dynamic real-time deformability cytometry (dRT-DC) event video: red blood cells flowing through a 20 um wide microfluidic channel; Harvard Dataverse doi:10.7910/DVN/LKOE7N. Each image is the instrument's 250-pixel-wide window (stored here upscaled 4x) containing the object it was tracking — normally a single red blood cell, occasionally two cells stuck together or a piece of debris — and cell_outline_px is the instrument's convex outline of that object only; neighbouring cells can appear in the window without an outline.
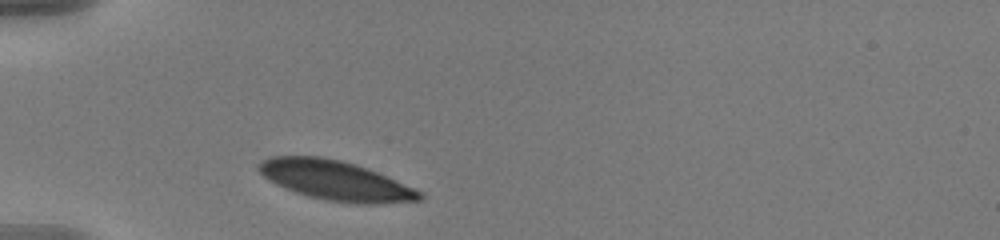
{"species": "human", "species_latin": "Homo sapiens", "temperature_condition": "warm", "stored_images_in_passage": 33, "camera_frame_rate_fps": 3000, "um_per_image_px": 0.085, "donor": {"sex": "male"}, "frame": {"image": 1, "passage_image": 1, "time_ms": 0.0, "image_size_px": [1000, 240], "cell_outline_px": [[424, 196], [420, 200], [384, 204], [360, 204], [324, 200], [308, 196], [296, 192], [276, 184], [268, 180], [256, 168], [256, 164], [260, 160], [268, 156], [320, 156], [340, 160], [356, 164], [368, 168], [412, 188], [420, 192]], "centroid_in_image_um": [28.46, 15.33], "position_along_channel_um": 56.5, "area_um2": 37.11}}
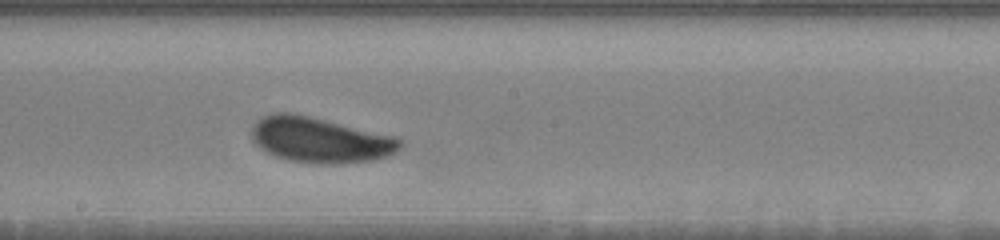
{"frame": {"image": 2, "passage_image": 16, "time_ms": 5.0, "image_size_px": [1000, 240], "cell_outline_px": [[404, 144], [396, 152], [388, 156], [372, 160], [336, 164], [316, 164], [288, 160], [276, 156], [260, 148], [252, 140], [252, 124], [260, 116], [272, 112], [292, 112], [400, 136], [404, 140]], "centroid_in_image_um": [27.24, 11.87], "position_along_channel_um": 221.0, "area_um2": 40.17}}
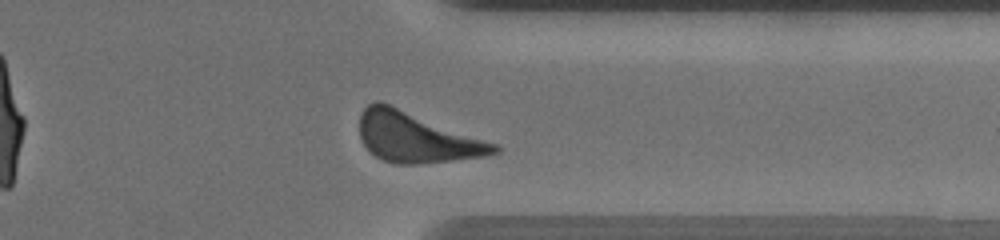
{"frame": {"image": 3, "passage_image": 29, "time_ms": 9.333, "image_size_px": [1000, 240], "cell_outline_px": [[500, 152], [484, 156], [452, 160], [416, 164], [396, 164], [384, 160], [376, 156], [364, 144], [360, 136], [360, 112], [368, 104], [376, 100], [380, 100], [496, 144], [500, 148]], "centroid_in_image_um": [35.36, 11.66], "position_along_channel_um": 376.0, "area_um2": 38.9}, "authors_computed_cell_mechanics": {"area_um2": 38.2636, "velocity_mm_per_s": 3.5823, "shape_relaxation_time_tau1_ms": 2.7827, "shape_relaxation_time_tau2_ms": null, "deformation_change_tau1": 0.1164, "deformation_change_tau2": null}}